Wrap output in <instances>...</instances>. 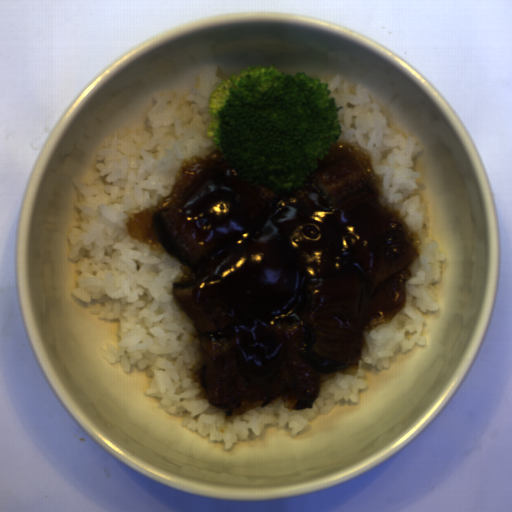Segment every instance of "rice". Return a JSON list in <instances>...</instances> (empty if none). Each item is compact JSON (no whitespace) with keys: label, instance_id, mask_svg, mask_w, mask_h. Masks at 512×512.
Here are the masks:
<instances>
[{"label":"rice","instance_id":"652b925c","mask_svg":"<svg viewBox=\"0 0 512 512\" xmlns=\"http://www.w3.org/2000/svg\"><path fill=\"white\" fill-rule=\"evenodd\" d=\"M216 65L206 67L184 94L159 90L143 128L116 132L105 141L89 179L72 180L75 213L67 240L76 269L73 298L97 318L117 321L113 342L102 344L106 361L120 372L145 374V397L180 418L183 427L232 448L261 436L267 426L288 430L294 438L341 401L360 403L368 388L364 367L379 374L400 353L426 346L424 315L441 309L435 285L442 282L443 250L431 238L420 191L421 154L415 138L392 128L384 108L366 85H354L340 73L327 87L336 101L342 130L334 142L353 145L368 155L381 179V205L403 228L417 259L405 267L403 308L363 337L355 375H319L315 400L292 408L290 391L241 413L207 401L195 372L203 361L200 331L175 297L182 270L155 234L153 213L178 205L205 170L226 157L209 137V98L222 85ZM333 142V143H334Z\"/></svg>","mask_w":512,"mask_h":512}]
</instances>
